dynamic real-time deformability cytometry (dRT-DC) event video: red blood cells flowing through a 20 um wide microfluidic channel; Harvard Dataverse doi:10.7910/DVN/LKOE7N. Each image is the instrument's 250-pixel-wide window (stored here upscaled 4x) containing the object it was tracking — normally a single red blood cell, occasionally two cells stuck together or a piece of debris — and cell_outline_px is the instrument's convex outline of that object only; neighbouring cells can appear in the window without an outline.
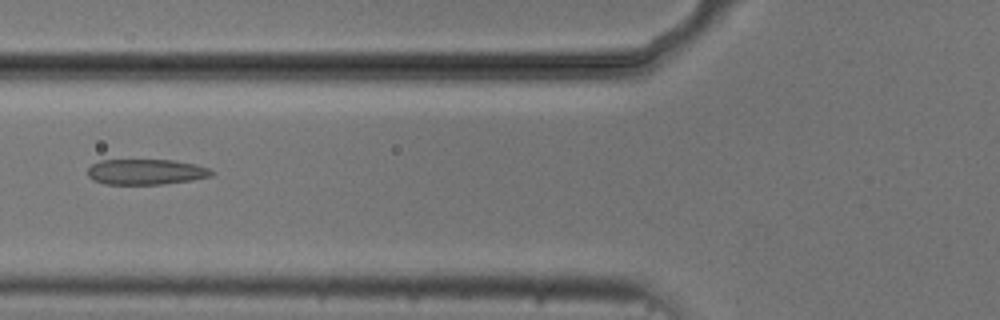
{"species": "common noctule bat (a hibernating species)", "species_latin": "Nyctalus noctula", "temperature_condition": "cold", "stored_images_in_passage": 8, "camera_frame_rate_fps": 3000, "um_per_image_px": 0.085, "animal": {"sex": "male", "body_mass_g": 20.5, "forearm_length_mm": 52.5}, "frame": {"image": 1, "passage_image": 5, "time_ms": 6.0, "image_size_px": [1000, 320], "cell_outline_px": [[216, 172], [212, 176], [192, 180], [160, 184], [104, 184], [92, 180], [88, 176], [88, 168], [92, 164], [100, 160], [172, 160], [196, 164], [208, 168]], "centroid_in_image_um": [12.41, 14.61], "position_along_channel_um": 113.4, "area_um2": 18.5}}
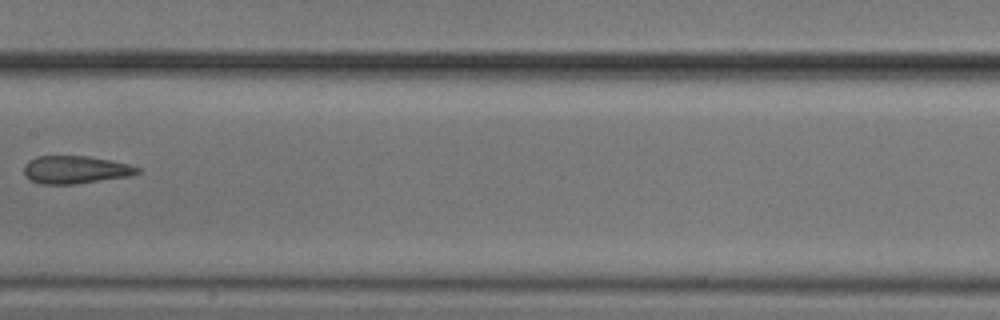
{"frame": {"image": 2, "passage_image": 7, "time_ms": 8.333, "image_size_px": [1000, 320], "cell_outline_px": [[140, 172], [128, 176], [76, 184], [40, 184], [24, 176], [24, 164], [28, 160], [36, 156], [88, 156], [128, 164], [140, 168]], "centroid_in_image_um": [6.36, 14.42], "position_along_channel_um": 201.0, "area_um2": 18.32}}
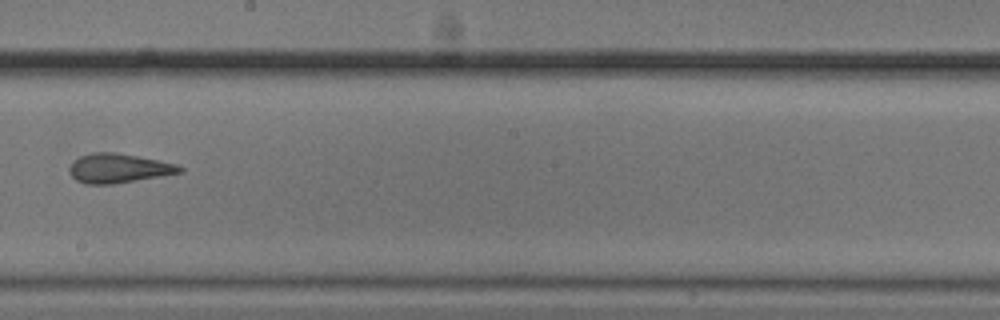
{"frame": {"image": 3, "passage_image": 8, "time_ms": 9.333, "image_size_px": [1000, 320], "cell_outline_px": [[184, 172], [112, 184], [88, 184], [76, 180], [72, 176], [68, 168], [72, 160], [80, 156], [92, 152], [116, 152], [176, 164], [184, 168]], "centroid_in_image_um": [10.04, 14.29], "position_along_channel_um": 238.2, "area_um2": 18.73}}